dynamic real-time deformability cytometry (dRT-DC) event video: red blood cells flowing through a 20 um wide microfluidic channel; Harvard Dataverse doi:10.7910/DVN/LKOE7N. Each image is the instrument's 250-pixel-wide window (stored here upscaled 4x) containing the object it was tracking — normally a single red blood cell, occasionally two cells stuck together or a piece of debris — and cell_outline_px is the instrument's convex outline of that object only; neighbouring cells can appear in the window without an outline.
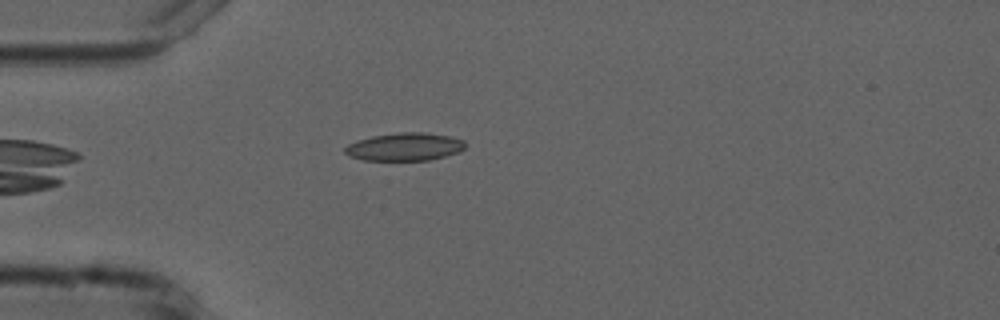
{"species": "common noctule bat (a hibernating species)", "species_latin": "Nyctalus noctula", "temperature_condition": "cold", "stored_images_in_passage": 1, "camera_frame_rate_fps": 3000, "um_per_image_px": 0.085, "animal": {"sex": "male", "forearm_length_mm": 52.5}, "frame": {"image": 1, "passage_image": 1, "time_ms": 0.0, "image_size_px": [1000, 320], "cell_outline_px": [[468, 144], [460, 152], [428, 160], [364, 160], [348, 156], [344, 152], [344, 148], [348, 144], [372, 136], [400, 132], [424, 132], [448, 136], [464, 140]], "centroid_in_image_um": [34.42, 12.48], "position_along_channel_um": 50.6, "area_um2": 19.54}}